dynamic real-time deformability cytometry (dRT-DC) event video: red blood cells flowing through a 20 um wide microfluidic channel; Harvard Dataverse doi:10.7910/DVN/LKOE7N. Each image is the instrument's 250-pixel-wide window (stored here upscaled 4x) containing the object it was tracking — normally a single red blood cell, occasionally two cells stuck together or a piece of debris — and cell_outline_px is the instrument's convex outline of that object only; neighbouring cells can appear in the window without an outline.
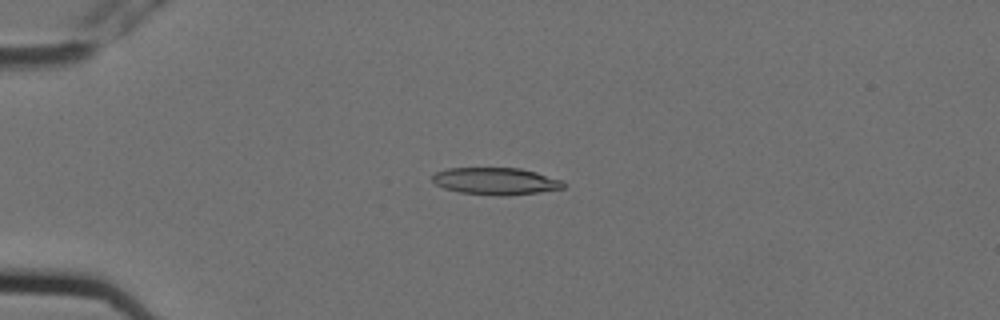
{"species": "Egyptian fruit bat (a non-hibernating species)", "species_latin": "Rousettus aegyptiacus", "temperature_condition": "cold", "stored_images_in_passage": 6, "camera_frame_rate_fps": 3000, "um_per_image_px": 0.085, "animal": {"sex": "female"}, "frame": {"image": 1, "passage_image": 4, "time_ms": 1.0, "image_size_px": [1000, 320], "cell_outline_px": [[564, 188], [540, 192], [508, 196], [496, 196], [460, 192], [444, 188], [436, 184], [432, 180], [432, 176], [436, 172], [448, 168], [520, 168], [536, 172], [564, 180]], "centroid_in_image_um": [42.16, 15.4], "position_along_channel_um": 42.8, "area_um2": 20.81}}
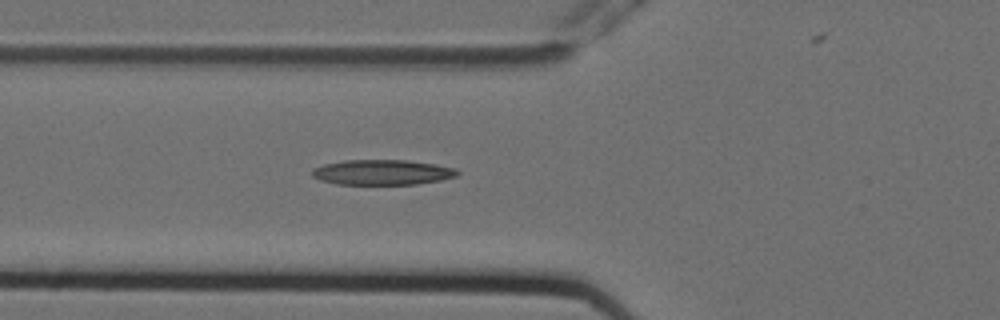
{"frame": {"image": 2, "passage_image": 6, "time_ms": 1.667, "image_size_px": [1000, 320], "cell_outline_px": [[460, 172], [456, 176], [440, 180], [416, 184], [336, 184], [320, 180], [312, 176], [312, 168], [324, 164], [344, 160], [408, 160], [436, 164], [456, 168]], "centroid_in_image_um": [32.49, 14.64], "position_along_channel_um": 93.3, "area_um2": 21.39}}